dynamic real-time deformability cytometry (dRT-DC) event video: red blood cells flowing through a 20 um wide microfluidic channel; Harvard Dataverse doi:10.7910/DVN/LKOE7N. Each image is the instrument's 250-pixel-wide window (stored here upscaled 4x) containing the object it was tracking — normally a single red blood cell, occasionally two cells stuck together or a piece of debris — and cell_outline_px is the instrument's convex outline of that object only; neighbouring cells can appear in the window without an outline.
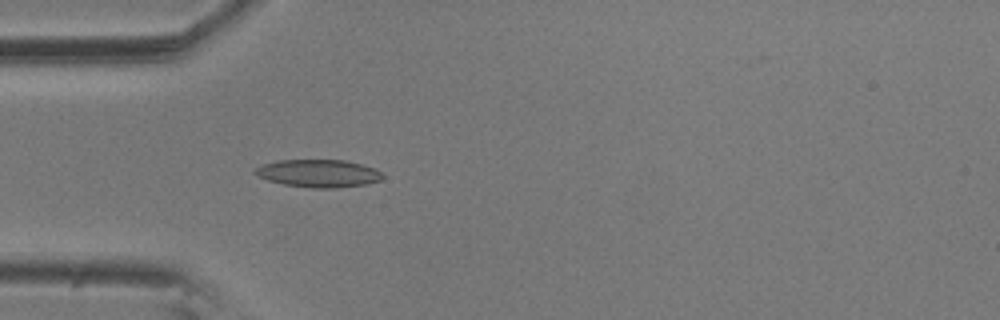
{"species": "common noctule bat (a hibernating species)", "species_latin": "Nyctalus noctula", "temperature_condition": "room temperature", "stored_images_in_passage": 5, "camera_frame_rate_fps": 3000, "um_per_image_px": 0.085, "animal": {"sex": "male", "body_mass_g": 20.5, "forearm_length_mm": 52.5}, "frame": {"image": 1, "passage_image": 5, "time_ms": 1.333, "image_size_px": [1000, 320], "cell_outline_px": [[384, 176], [380, 180], [368, 184], [336, 188], [312, 188], [284, 184], [268, 180], [256, 176], [252, 172], [260, 164], [280, 160], [344, 160], [376, 168]], "centroid_in_image_um": [27.05, 14.74], "position_along_channel_um": 57.9, "area_um2": 20.69}}